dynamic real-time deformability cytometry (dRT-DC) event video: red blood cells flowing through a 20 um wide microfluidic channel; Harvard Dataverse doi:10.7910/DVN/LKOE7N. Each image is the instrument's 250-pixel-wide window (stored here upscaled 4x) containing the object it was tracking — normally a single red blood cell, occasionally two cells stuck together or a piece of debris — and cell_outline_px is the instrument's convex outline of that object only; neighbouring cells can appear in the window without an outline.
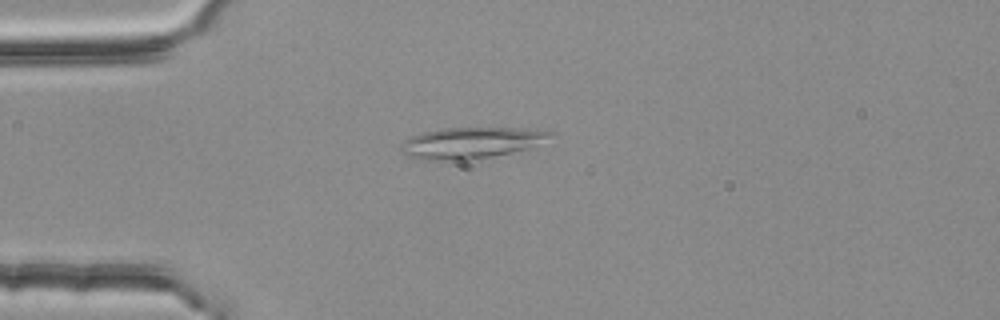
{"species": "common noctule bat (a hibernating species)", "species_latin": "Nyctalus noctula", "temperature_condition": "room temperature", "stored_images_in_passage": 2, "camera_frame_rate_fps": 3000, "um_per_image_px": 0.085, "animal": {"sex": "female", "body_mass_g": 25.1}, "frame": {"image": 1, "passage_image": 2, "time_ms": 0.333, "image_size_px": [1000, 320], "cell_outline_px": [[556, 136], [528, 148], [512, 152], [492, 156], [468, 160], [420, 160], [408, 156], [400, 152], [400, 144], [404, 140], [420, 132], [444, 128], [524, 128], [556, 132]], "centroid_in_image_um": [40.02, 12.13], "position_along_channel_um": 45.0, "area_um2": 27.4}}